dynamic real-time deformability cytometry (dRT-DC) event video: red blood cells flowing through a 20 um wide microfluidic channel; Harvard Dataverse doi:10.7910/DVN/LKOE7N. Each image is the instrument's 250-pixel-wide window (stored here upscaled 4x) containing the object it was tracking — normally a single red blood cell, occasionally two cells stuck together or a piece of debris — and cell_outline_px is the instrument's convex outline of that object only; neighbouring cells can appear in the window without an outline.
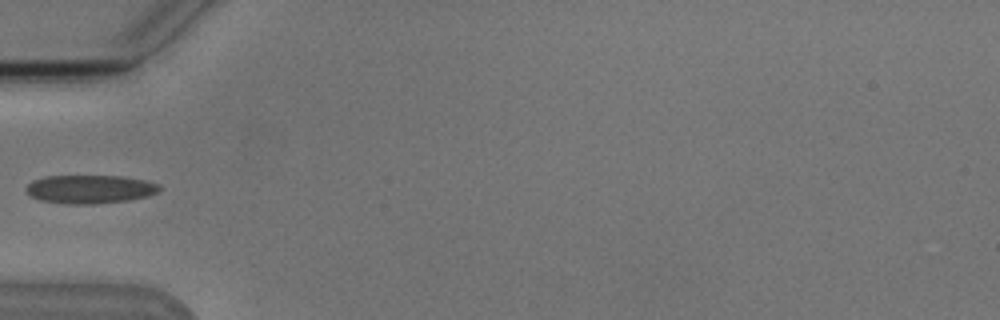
{"species": "Egyptian fruit bat (a non-hibernating species)", "species_latin": "Rousettus aegyptiacus", "temperature_condition": "cold", "stored_images_in_passage": 4, "camera_frame_rate_fps": 3000, "um_per_image_px": 0.085, "animal": {"sex": "male"}, "frame": {"image": 1, "passage_image": 4, "time_ms": 4.333, "image_size_px": [1000, 320], "cell_outline_px": [[160, 192], [148, 196], [128, 200], [96, 204], [64, 204], [40, 200], [28, 196], [24, 188], [32, 180], [44, 176], [124, 176], [144, 180], [160, 184]], "centroid_in_image_um": [7.62, 16.08], "position_along_channel_um": 77.4, "area_um2": 22.48}}